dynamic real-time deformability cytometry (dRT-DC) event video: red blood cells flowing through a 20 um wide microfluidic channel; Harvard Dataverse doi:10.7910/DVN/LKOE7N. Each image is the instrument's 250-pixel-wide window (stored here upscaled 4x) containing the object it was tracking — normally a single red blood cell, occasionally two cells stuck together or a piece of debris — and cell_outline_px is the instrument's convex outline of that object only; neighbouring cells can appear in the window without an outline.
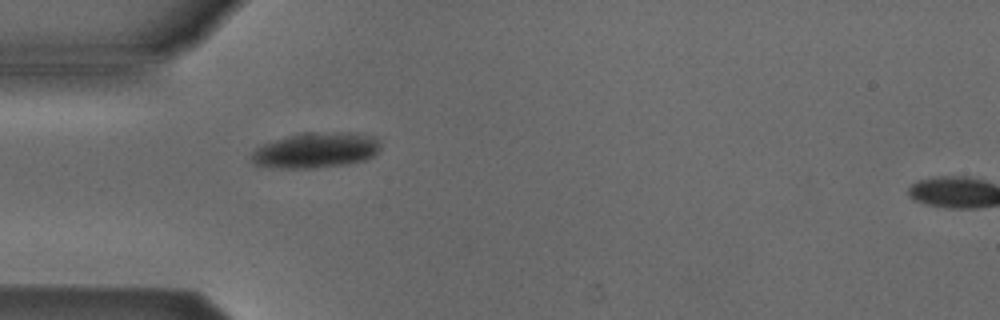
{"species": "Egyptian fruit bat (a non-hibernating species)", "species_latin": "Rousettus aegyptiacus", "temperature_condition": "cold", "stored_images_in_passage": 10, "camera_frame_rate_fps": 3000, "um_per_image_px": 0.085, "animal": {"sex": "male"}, "frame": {"image": 1, "passage_image": 1, "time_ms": 0.0, "image_size_px": [1000, 320], "cell_outline_px": [[380, 148], [372, 156], [364, 160], [348, 164], [316, 168], [268, 168], [252, 164], [252, 152], [260, 144], [272, 140], [304, 132], [356, 132], [376, 136], [380, 140]], "centroid_in_image_um": [26.84, 12.76], "position_along_channel_um": 58.2, "area_um2": 27.22}}
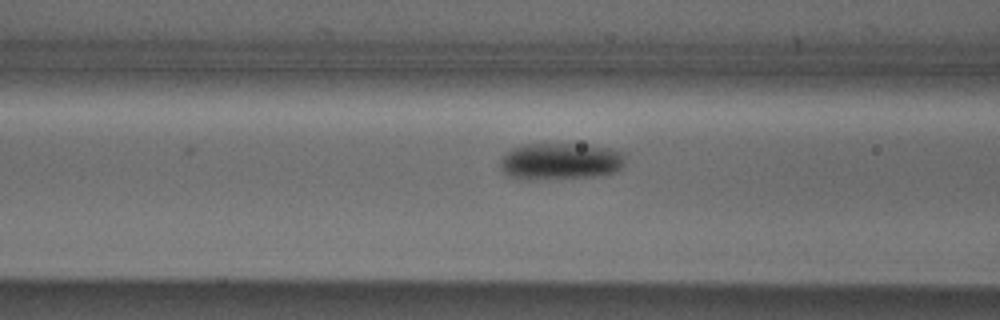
{"frame": {"image": 2, "passage_image": 6, "time_ms": 1.667, "image_size_px": [1000, 320], "cell_outline_px": [[628, 152], [624, 164], [616, 172], [600, 176], [508, 176], [500, 168], [500, 156], [512, 148], [520, 144], [588, 144], [612, 148]], "centroid_in_image_um": [47.74, 13.63], "position_along_channel_um": 118.9, "area_um2": 26.3}}
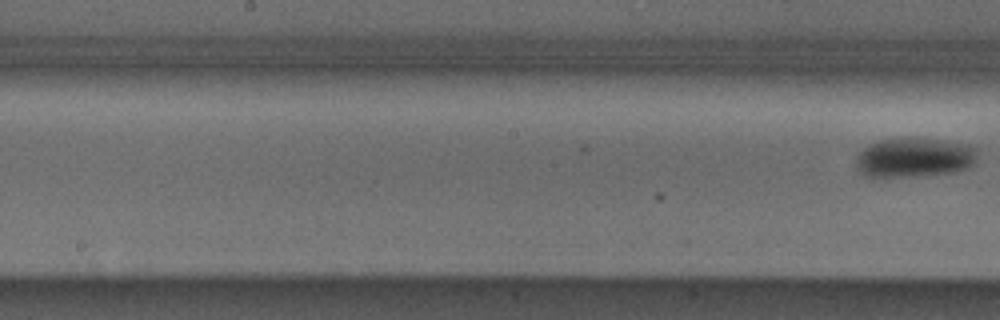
{"frame": {"image": 3, "passage_image": 10, "time_ms": 3.0, "image_size_px": [1000, 320], "cell_outline_px": [[980, 148], [976, 160], [968, 168], [952, 172], [912, 176], [868, 176], [860, 172], [856, 168], [856, 156], [868, 144], [880, 140], [908, 136], [944, 140], [968, 144]], "centroid_in_image_um": [77.75, 13.35], "position_along_channel_um": 170.5, "area_um2": 28.38}}